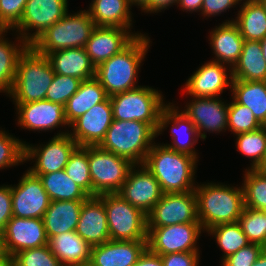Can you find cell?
<instances>
[{"label":"cell","instance_id":"cell-46","mask_svg":"<svg viewBox=\"0 0 266 266\" xmlns=\"http://www.w3.org/2000/svg\"><path fill=\"white\" fill-rule=\"evenodd\" d=\"M263 249L258 244L249 243L219 263H221V266H252Z\"/></svg>","mask_w":266,"mask_h":266},{"label":"cell","instance_id":"cell-3","mask_svg":"<svg viewBox=\"0 0 266 266\" xmlns=\"http://www.w3.org/2000/svg\"><path fill=\"white\" fill-rule=\"evenodd\" d=\"M197 183L198 219L204 231L216 225L238 222L245 205L242 185Z\"/></svg>","mask_w":266,"mask_h":266},{"label":"cell","instance_id":"cell-58","mask_svg":"<svg viewBox=\"0 0 266 266\" xmlns=\"http://www.w3.org/2000/svg\"><path fill=\"white\" fill-rule=\"evenodd\" d=\"M4 251H3V245H2V237H1V233H0V258L4 257Z\"/></svg>","mask_w":266,"mask_h":266},{"label":"cell","instance_id":"cell-16","mask_svg":"<svg viewBox=\"0 0 266 266\" xmlns=\"http://www.w3.org/2000/svg\"><path fill=\"white\" fill-rule=\"evenodd\" d=\"M18 181L11 184L13 216L42 219L51 202L42 181L28 169Z\"/></svg>","mask_w":266,"mask_h":266},{"label":"cell","instance_id":"cell-53","mask_svg":"<svg viewBox=\"0 0 266 266\" xmlns=\"http://www.w3.org/2000/svg\"><path fill=\"white\" fill-rule=\"evenodd\" d=\"M129 3L131 5V7H136L140 8L139 10H141L142 12H144L145 14L149 13V0H129Z\"/></svg>","mask_w":266,"mask_h":266},{"label":"cell","instance_id":"cell-6","mask_svg":"<svg viewBox=\"0 0 266 266\" xmlns=\"http://www.w3.org/2000/svg\"><path fill=\"white\" fill-rule=\"evenodd\" d=\"M95 27L96 24L86 9L68 12L31 46L43 55L70 48H84Z\"/></svg>","mask_w":266,"mask_h":266},{"label":"cell","instance_id":"cell-30","mask_svg":"<svg viewBox=\"0 0 266 266\" xmlns=\"http://www.w3.org/2000/svg\"><path fill=\"white\" fill-rule=\"evenodd\" d=\"M11 30H0V93L11 91L16 75L17 62L29 46L17 33L15 41L6 37Z\"/></svg>","mask_w":266,"mask_h":266},{"label":"cell","instance_id":"cell-8","mask_svg":"<svg viewBox=\"0 0 266 266\" xmlns=\"http://www.w3.org/2000/svg\"><path fill=\"white\" fill-rule=\"evenodd\" d=\"M88 163L92 181V197L118 193L135 164L128 159L88 146Z\"/></svg>","mask_w":266,"mask_h":266},{"label":"cell","instance_id":"cell-54","mask_svg":"<svg viewBox=\"0 0 266 266\" xmlns=\"http://www.w3.org/2000/svg\"><path fill=\"white\" fill-rule=\"evenodd\" d=\"M252 266H266V248L262 250L259 257Z\"/></svg>","mask_w":266,"mask_h":266},{"label":"cell","instance_id":"cell-41","mask_svg":"<svg viewBox=\"0 0 266 266\" xmlns=\"http://www.w3.org/2000/svg\"><path fill=\"white\" fill-rule=\"evenodd\" d=\"M25 142L0 127V170L25 163Z\"/></svg>","mask_w":266,"mask_h":266},{"label":"cell","instance_id":"cell-19","mask_svg":"<svg viewBox=\"0 0 266 266\" xmlns=\"http://www.w3.org/2000/svg\"><path fill=\"white\" fill-rule=\"evenodd\" d=\"M117 194L148 215L163 192L154 175L143 164H136Z\"/></svg>","mask_w":266,"mask_h":266},{"label":"cell","instance_id":"cell-5","mask_svg":"<svg viewBox=\"0 0 266 266\" xmlns=\"http://www.w3.org/2000/svg\"><path fill=\"white\" fill-rule=\"evenodd\" d=\"M156 138L157 131L148 123L113 120L98 146L136 165L144 163Z\"/></svg>","mask_w":266,"mask_h":266},{"label":"cell","instance_id":"cell-1","mask_svg":"<svg viewBox=\"0 0 266 266\" xmlns=\"http://www.w3.org/2000/svg\"><path fill=\"white\" fill-rule=\"evenodd\" d=\"M197 163L194 156L177 152L159 142L149 150L143 165L154 175L163 193L194 191Z\"/></svg>","mask_w":266,"mask_h":266},{"label":"cell","instance_id":"cell-39","mask_svg":"<svg viewBox=\"0 0 266 266\" xmlns=\"http://www.w3.org/2000/svg\"><path fill=\"white\" fill-rule=\"evenodd\" d=\"M66 174L89 197H92V181L88 163V146H77L70 154L64 168Z\"/></svg>","mask_w":266,"mask_h":266},{"label":"cell","instance_id":"cell-28","mask_svg":"<svg viewBox=\"0 0 266 266\" xmlns=\"http://www.w3.org/2000/svg\"><path fill=\"white\" fill-rule=\"evenodd\" d=\"M46 56L55 74L79 78L82 81L95 77L96 67L85 48L60 50Z\"/></svg>","mask_w":266,"mask_h":266},{"label":"cell","instance_id":"cell-51","mask_svg":"<svg viewBox=\"0 0 266 266\" xmlns=\"http://www.w3.org/2000/svg\"><path fill=\"white\" fill-rule=\"evenodd\" d=\"M178 0H149V14L164 12L173 5L177 6Z\"/></svg>","mask_w":266,"mask_h":266},{"label":"cell","instance_id":"cell-7","mask_svg":"<svg viewBox=\"0 0 266 266\" xmlns=\"http://www.w3.org/2000/svg\"><path fill=\"white\" fill-rule=\"evenodd\" d=\"M162 91L152 86L139 87L110 96L113 119L122 121H141L150 124L156 131L159 117L169 103Z\"/></svg>","mask_w":266,"mask_h":266},{"label":"cell","instance_id":"cell-24","mask_svg":"<svg viewBox=\"0 0 266 266\" xmlns=\"http://www.w3.org/2000/svg\"><path fill=\"white\" fill-rule=\"evenodd\" d=\"M147 249V240H109L92 247V266H133Z\"/></svg>","mask_w":266,"mask_h":266},{"label":"cell","instance_id":"cell-40","mask_svg":"<svg viewBox=\"0 0 266 266\" xmlns=\"http://www.w3.org/2000/svg\"><path fill=\"white\" fill-rule=\"evenodd\" d=\"M238 223L249 243L266 248V215L263 211L245 207Z\"/></svg>","mask_w":266,"mask_h":266},{"label":"cell","instance_id":"cell-17","mask_svg":"<svg viewBox=\"0 0 266 266\" xmlns=\"http://www.w3.org/2000/svg\"><path fill=\"white\" fill-rule=\"evenodd\" d=\"M3 251L12 258L16 253L48 245L43 219L13 216L1 233Z\"/></svg>","mask_w":266,"mask_h":266},{"label":"cell","instance_id":"cell-26","mask_svg":"<svg viewBox=\"0 0 266 266\" xmlns=\"http://www.w3.org/2000/svg\"><path fill=\"white\" fill-rule=\"evenodd\" d=\"M129 0H92L87 12L96 26L122 27L129 29L136 37L143 35L132 31L134 15Z\"/></svg>","mask_w":266,"mask_h":266},{"label":"cell","instance_id":"cell-49","mask_svg":"<svg viewBox=\"0 0 266 266\" xmlns=\"http://www.w3.org/2000/svg\"><path fill=\"white\" fill-rule=\"evenodd\" d=\"M13 217L12 214V190L11 185H0V233L7 222Z\"/></svg>","mask_w":266,"mask_h":266},{"label":"cell","instance_id":"cell-27","mask_svg":"<svg viewBox=\"0 0 266 266\" xmlns=\"http://www.w3.org/2000/svg\"><path fill=\"white\" fill-rule=\"evenodd\" d=\"M48 246L63 266H84L90 262L92 246L76 231L50 237Z\"/></svg>","mask_w":266,"mask_h":266},{"label":"cell","instance_id":"cell-12","mask_svg":"<svg viewBox=\"0 0 266 266\" xmlns=\"http://www.w3.org/2000/svg\"><path fill=\"white\" fill-rule=\"evenodd\" d=\"M14 105L15 114H17L15 119L17 122L15 123L20 128L40 133V131L52 132L60 127L59 132L54 133V136L69 133L70 126L65 118V107L61 103L44 99ZM61 128H65V130Z\"/></svg>","mask_w":266,"mask_h":266},{"label":"cell","instance_id":"cell-37","mask_svg":"<svg viewBox=\"0 0 266 266\" xmlns=\"http://www.w3.org/2000/svg\"><path fill=\"white\" fill-rule=\"evenodd\" d=\"M205 233L212 237L211 239L214 238L217 246L221 248V261L249 244L238 222L216 225L207 229Z\"/></svg>","mask_w":266,"mask_h":266},{"label":"cell","instance_id":"cell-44","mask_svg":"<svg viewBox=\"0 0 266 266\" xmlns=\"http://www.w3.org/2000/svg\"><path fill=\"white\" fill-rule=\"evenodd\" d=\"M81 79L55 74L46 93V100L66 105L67 101L78 91Z\"/></svg>","mask_w":266,"mask_h":266},{"label":"cell","instance_id":"cell-11","mask_svg":"<svg viewBox=\"0 0 266 266\" xmlns=\"http://www.w3.org/2000/svg\"><path fill=\"white\" fill-rule=\"evenodd\" d=\"M69 0H28L20 22L11 30L31 45L69 12Z\"/></svg>","mask_w":266,"mask_h":266},{"label":"cell","instance_id":"cell-25","mask_svg":"<svg viewBox=\"0 0 266 266\" xmlns=\"http://www.w3.org/2000/svg\"><path fill=\"white\" fill-rule=\"evenodd\" d=\"M214 28L209 31L208 36L214 54L211 61L225 64L232 69L241 55L245 40L234 21L219 23Z\"/></svg>","mask_w":266,"mask_h":266},{"label":"cell","instance_id":"cell-22","mask_svg":"<svg viewBox=\"0 0 266 266\" xmlns=\"http://www.w3.org/2000/svg\"><path fill=\"white\" fill-rule=\"evenodd\" d=\"M135 38L136 36L129 29L96 26L84 48L96 67L120 53Z\"/></svg>","mask_w":266,"mask_h":266},{"label":"cell","instance_id":"cell-13","mask_svg":"<svg viewBox=\"0 0 266 266\" xmlns=\"http://www.w3.org/2000/svg\"><path fill=\"white\" fill-rule=\"evenodd\" d=\"M44 144L25 142V162L33 163L28 170L34 175L56 172L65 168L70 154L78 146L69 133L51 137ZM46 143V144H45ZM32 160V161H31Z\"/></svg>","mask_w":266,"mask_h":266},{"label":"cell","instance_id":"cell-56","mask_svg":"<svg viewBox=\"0 0 266 266\" xmlns=\"http://www.w3.org/2000/svg\"><path fill=\"white\" fill-rule=\"evenodd\" d=\"M260 43L264 59L266 60V37L260 40Z\"/></svg>","mask_w":266,"mask_h":266},{"label":"cell","instance_id":"cell-18","mask_svg":"<svg viewBox=\"0 0 266 266\" xmlns=\"http://www.w3.org/2000/svg\"><path fill=\"white\" fill-rule=\"evenodd\" d=\"M177 104L178 103L174 104L172 100V103L169 101L164 107L159 117L157 137L162 134L169 125H172L170 127V137L172 141L169 144L168 142L166 144L163 142L162 144L177 152L189 154L200 160L199 153L197 152L198 150L195 149L200 138L198 131L194 127L193 122L179 110Z\"/></svg>","mask_w":266,"mask_h":266},{"label":"cell","instance_id":"cell-21","mask_svg":"<svg viewBox=\"0 0 266 266\" xmlns=\"http://www.w3.org/2000/svg\"><path fill=\"white\" fill-rule=\"evenodd\" d=\"M110 98L94 105L70 125V136L78 146H98L113 122Z\"/></svg>","mask_w":266,"mask_h":266},{"label":"cell","instance_id":"cell-20","mask_svg":"<svg viewBox=\"0 0 266 266\" xmlns=\"http://www.w3.org/2000/svg\"><path fill=\"white\" fill-rule=\"evenodd\" d=\"M186 79L183 95L191 97H220L226 89H231L232 70L229 66L215 61H207Z\"/></svg>","mask_w":266,"mask_h":266},{"label":"cell","instance_id":"cell-23","mask_svg":"<svg viewBox=\"0 0 266 266\" xmlns=\"http://www.w3.org/2000/svg\"><path fill=\"white\" fill-rule=\"evenodd\" d=\"M75 231L92 247L110 240L104 194L88 197L84 201Z\"/></svg>","mask_w":266,"mask_h":266},{"label":"cell","instance_id":"cell-55","mask_svg":"<svg viewBox=\"0 0 266 266\" xmlns=\"http://www.w3.org/2000/svg\"><path fill=\"white\" fill-rule=\"evenodd\" d=\"M0 266H12V260L6 256L0 258Z\"/></svg>","mask_w":266,"mask_h":266},{"label":"cell","instance_id":"cell-48","mask_svg":"<svg viewBox=\"0 0 266 266\" xmlns=\"http://www.w3.org/2000/svg\"><path fill=\"white\" fill-rule=\"evenodd\" d=\"M200 252H180L160 255L163 266H199Z\"/></svg>","mask_w":266,"mask_h":266},{"label":"cell","instance_id":"cell-57","mask_svg":"<svg viewBox=\"0 0 266 266\" xmlns=\"http://www.w3.org/2000/svg\"><path fill=\"white\" fill-rule=\"evenodd\" d=\"M262 173L266 174V157L262 165L258 168Z\"/></svg>","mask_w":266,"mask_h":266},{"label":"cell","instance_id":"cell-2","mask_svg":"<svg viewBox=\"0 0 266 266\" xmlns=\"http://www.w3.org/2000/svg\"><path fill=\"white\" fill-rule=\"evenodd\" d=\"M147 34L137 36L120 53L96 66L95 78L109 97L139 87L140 66L152 43Z\"/></svg>","mask_w":266,"mask_h":266},{"label":"cell","instance_id":"cell-36","mask_svg":"<svg viewBox=\"0 0 266 266\" xmlns=\"http://www.w3.org/2000/svg\"><path fill=\"white\" fill-rule=\"evenodd\" d=\"M235 136L236 151L251 159L252 163L246 169H258L266 157V126Z\"/></svg>","mask_w":266,"mask_h":266},{"label":"cell","instance_id":"cell-47","mask_svg":"<svg viewBox=\"0 0 266 266\" xmlns=\"http://www.w3.org/2000/svg\"><path fill=\"white\" fill-rule=\"evenodd\" d=\"M241 2L242 0H203L201 12L198 15H202L206 19L220 16L238 5L240 6Z\"/></svg>","mask_w":266,"mask_h":266},{"label":"cell","instance_id":"cell-43","mask_svg":"<svg viewBox=\"0 0 266 266\" xmlns=\"http://www.w3.org/2000/svg\"><path fill=\"white\" fill-rule=\"evenodd\" d=\"M11 260L13 266H63L48 245L22 250Z\"/></svg>","mask_w":266,"mask_h":266},{"label":"cell","instance_id":"cell-9","mask_svg":"<svg viewBox=\"0 0 266 266\" xmlns=\"http://www.w3.org/2000/svg\"><path fill=\"white\" fill-rule=\"evenodd\" d=\"M110 240H147V215L117 193L104 194Z\"/></svg>","mask_w":266,"mask_h":266},{"label":"cell","instance_id":"cell-35","mask_svg":"<svg viewBox=\"0 0 266 266\" xmlns=\"http://www.w3.org/2000/svg\"><path fill=\"white\" fill-rule=\"evenodd\" d=\"M51 201H85L89 196L68 177L65 170L36 175Z\"/></svg>","mask_w":266,"mask_h":266},{"label":"cell","instance_id":"cell-59","mask_svg":"<svg viewBox=\"0 0 266 266\" xmlns=\"http://www.w3.org/2000/svg\"><path fill=\"white\" fill-rule=\"evenodd\" d=\"M259 2L264 6V8L266 9V0H259Z\"/></svg>","mask_w":266,"mask_h":266},{"label":"cell","instance_id":"cell-52","mask_svg":"<svg viewBox=\"0 0 266 266\" xmlns=\"http://www.w3.org/2000/svg\"><path fill=\"white\" fill-rule=\"evenodd\" d=\"M203 0H178L177 7L186 13L201 12Z\"/></svg>","mask_w":266,"mask_h":266},{"label":"cell","instance_id":"cell-10","mask_svg":"<svg viewBox=\"0 0 266 266\" xmlns=\"http://www.w3.org/2000/svg\"><path fill=\"white\" fill-rule=\"evenodd\" d=\"M201 233H205L201 223L147 227V248L158 255L201 252L198 245Z\"/></svg>","mask_w":266,"mask_h":266},{"label":"cell","instance_id":"cell-50","mask_svg":"<svg viewBox=\"0 0 266 266\" xmlns=\"http://www.w3.org/2000/svg\"><path fill=\"white\" fill-rule=\"evenodd\" d=\"M133 266H163V262L160 255L147 248Z\"/></svg>","mask_w":266,"mask_h":266},{"label":"cell","instance_id":"cell-29","mask_svg":"<svg viewBox=\"0 0 266 266\" xmlns=\"http://www.w3.org/2000/svg\"><path fill=\"white\" fill-rule=\"evenodd\" d=\"M84 201H51L43 215L47 238L75 231Z\"/></svg>","mask_w":266,"mask_h":266},{"label":"cell","instance_id":"cell-14","mask_svg":"<svg viewBox=\"0 0 266 266\" xmlns=\"http://www.w3.org/2000/svg\"><path fill=\"white\" fill-rule=\"evenodd\" d=\"M183 223H200L195 191L163 193L147 215V227H163Z\"/></svg>","mask_w":266,"mask_h":266},{"label":"cell","instance_id":"cell-45","mask_svg":"<svg viewBox=\"0 0 266 266\" xmlns=\"http://www.w3.org/2000/svg\"><path fill=\"white\" fill-rule=\"evenodd\" d=\"M28 0H0V27L12 30L21 20Z\"/></svg>","mask_w":266,"mask_h":266},{"label":"cell","instance_id":"cell-32","mask_svg":"<svg viewBox=\"0 0 266 266\" xmlns=\"http://www.w3.org/2000/svg\"><path fill=\"white\" fill-rule=\"evenodd\" d=\"M231 70L232 80L266 81V60L260 41L245 40L241 55Z\"/></svg>","mask_w":266,"mask_h":266},{"label":"cell","instance_id":"cell-33","mask_svg":"<svg viewBox=\"0 0 266 266\" xmlns=\"http://www.w3.org/2000/svg\"><path fill=\"white\" fill-rule=\"evenodd\" d=\"M109 96L95 78L83 80L78 91L67 101L65 118L69 126L94 105L104 102Z\"/></svg>","mask_w":266,"mask_h":266},{"label":"cell","instance_id":"cell-15","mask_svg":"<svg viewBox=\"0 0 266 266\" xmlns=\"http://www.w3.org/2000/svg\"><path fill=\"white\" fill-rule=\"evenodd\" d=\"M179 110L194 124L200 140H206L207 132L219 134L228 131L229 102L221 97H192Z\"/></svg>","mask_w":266,"mask_h":266},{"label":"cell","instance_id":"cell-31","mask_svg":"<svg viewBox=\"0 0 266 266\" xmlns=\"http://www.w3.org/2000/svg\"><path fill=\"white\" fill-rule=\"evenodd\" d=\"M236 17L225 19L234 21L244 40L260 41L266 37V9L259 0H242Z\"/></svg>","mask_w":266,"mask_h":266},{"label":"cell","instance_id":"cell-4","mask_svg":"<svg viewBox=\"0 0 266 266\" xmlns=\"http://www.w3.org/2000/svg\"><path fill=\"white\" fill-rule=\"evenodd\" d=\"M54 76L47 56L29 45L18 59L14 83L7 96L13 104L44 100Z\"/></svg>","mask_w":266,"mask_h":266},{"label":"cell","instance_id":"cell-34","mask_svg":"<svg viewBox=\"0 0 266 266\" xmlns=\"http://www.w3.org/2000/svg\"><path fill=\"white\" fill-rule=\"evenodd\" d=\"M230 96L248 107L255 118L266 126V81L232 80Z\"/></svg>","mask_w":266,"mask_h":266},{"label":"cell","instance_id":"cell-42","mask_svg":"<svg viewBox=\"0 0 266 266\" xmlns=\"http://www.w3.org/2000/svg\"><path fill=\"white\" fill-rule=\"evenodd\" d=\"M228 106V131L233 135L254 131L263 125L255 118L253 112L246 106L237 103L230 96Z\"/></svg>","mask_w":266,"mask_h":266},{"label":"cell","instance_id":"cell-38","mask_svg":"<svg viewBox=\"0 0 266 266\" xmlns=\"http://www.w3.org/2000/svg\"><path fill=\"white\" fill-rule=\"evenodd\" d=\"M242 188L244 205L254 210L266 209V174L259 169L243 171Z\"/></svg>","mask_w":266,"mask_h":266}]
</instances>
